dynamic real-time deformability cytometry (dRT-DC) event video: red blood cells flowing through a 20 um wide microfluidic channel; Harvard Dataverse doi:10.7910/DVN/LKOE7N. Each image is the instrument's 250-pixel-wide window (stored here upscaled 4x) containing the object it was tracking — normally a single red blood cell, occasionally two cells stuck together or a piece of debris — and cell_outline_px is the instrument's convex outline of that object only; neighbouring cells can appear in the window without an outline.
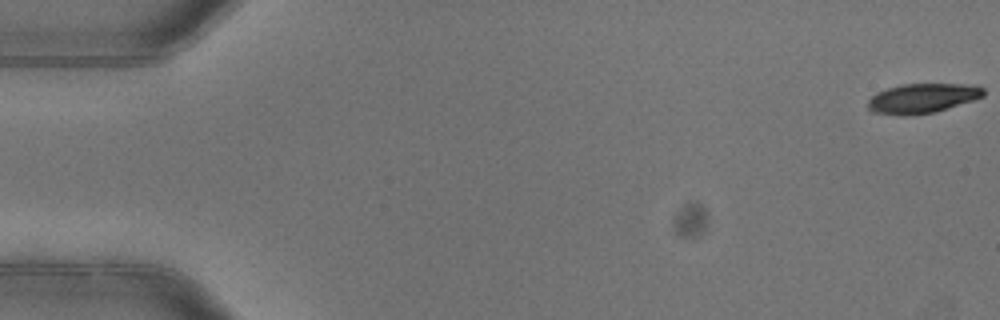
{"species": "common noctule bat (a hibernating species)", "species_latin": "Nyctalus noctula", "temperature_condition": "warm", "stored_images_in_passage": 6, "camera_frame_rate_fps": 3000, "um_per_image_px": 0.085, "animal": {"sex": "female"}, "frame": {"image": 1, "passage_image": 1, "time_ms": 0.0, "image_size_px": [1000, 320], "cell_outline_px": [[984, 96], [976, 100], [936, 112], [904, 116], [900, 116], [872, 112], [868, 108], [868, 100], [876, 92], [900, 84], [976, 84], [984, 88]], "centroid_in_image_um": [78.43, 8.36], "position_along_channel_um": 6.6, "area_um2": 20.35}}